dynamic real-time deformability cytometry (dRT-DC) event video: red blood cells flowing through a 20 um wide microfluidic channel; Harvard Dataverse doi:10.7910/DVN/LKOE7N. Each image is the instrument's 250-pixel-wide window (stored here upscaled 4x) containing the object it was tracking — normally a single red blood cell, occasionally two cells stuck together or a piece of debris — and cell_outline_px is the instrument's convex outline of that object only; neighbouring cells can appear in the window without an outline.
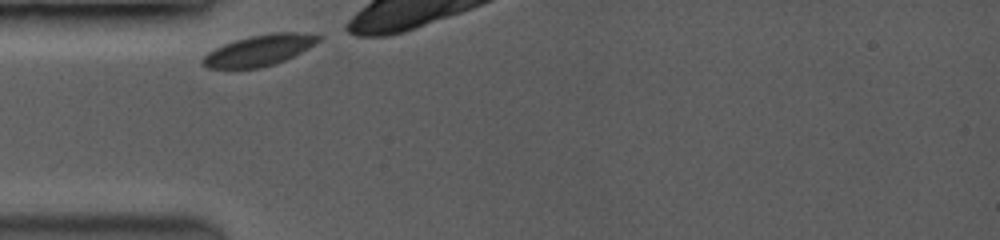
{"species": "common noctule bat (a hibernating species)", "species_latin": "Nyctalus noctula", "temperature_condition": "room temperature", "stored_images_in_passage": 6, "camera_frame_rate_fps": 3500, "um_per_image_px": 0.085, "animal": {"sex": "female", "body_mass_g": 19.0, "forearm_length_mm": 53.3}, "frame": {"image": 1, "passage_image": 1, "time_ms": 0.0, "image_size_px": [1000, 240], "cell_outline_px": [[320, 40], [308, 48], [284, 60], [260, 68], [208, 68], [200, 64], [200, 60], [208, 52], [224, 44], [248, 36], [272, 32], [296, 32], [320, 36]], "centroid_in_image_um": [21.98, 4.28], "position_along_channel_um": 63.0, "area_um2": 20.58}}
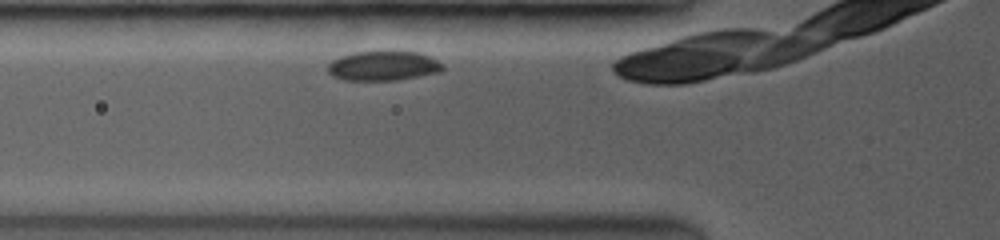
{"frame": {"image": 2, "passage_image": 3, "time_ms": 0.857, "image_size_px": [1000, 240], "cell_outline_px": [[444, 68], [440, 72], [396, 80], [344, 80], [332, 76], [328, 72], [328, 64], [332, 60], [340, 56], [356, 52], [416, 52], [428, 56], [444, 64]], "centroid_in_image_um": [32.56, 5.61], "position_along_channel_um": 93.2, "area_um2": 19.59}}